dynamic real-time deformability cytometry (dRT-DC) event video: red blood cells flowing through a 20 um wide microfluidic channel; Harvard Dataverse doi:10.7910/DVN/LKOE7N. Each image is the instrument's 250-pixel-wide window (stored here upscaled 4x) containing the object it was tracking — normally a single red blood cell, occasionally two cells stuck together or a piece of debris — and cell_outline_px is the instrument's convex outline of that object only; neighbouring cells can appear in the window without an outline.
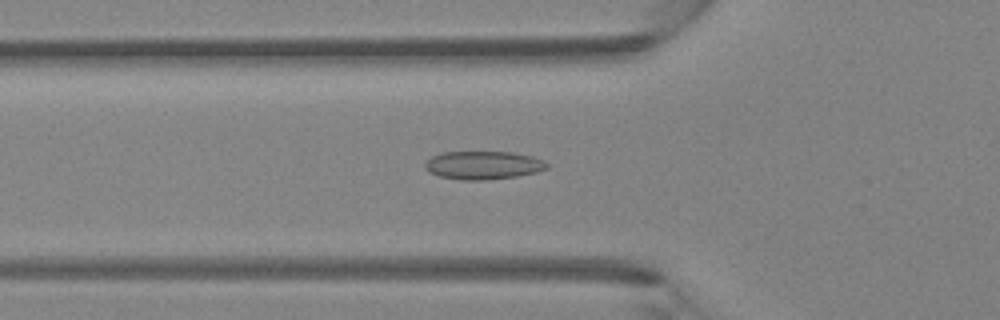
{"species": "Egyptian fruit bat (a non-hibernating species)", "species_latin": "Rousettus aegyptiacus", "temperature_condition": "room temperature", "stored_images_in_passage": 46, "camera_frame_rate_fps": 3000, "um_per_image_px": 0.085, "animal": {"sex": "female"}, "frame": {"image": 1, "passage_image": 16, "time_ms": 5.0, "image_size_px": [1000, 320], "cell_outline_px": [[548, 168], [536, 172], [516, 176], [488, 180], [460, 180], [440, 176], [424, 168], [424, 164], [432, 156], [440, 152], [512, 152], [532, 156], [544, 160], [548, 164]], "centroid_in_image_um": [41.08, 14.04], "position_along_channel_um": 84.7, "area_um2": 20.06}}
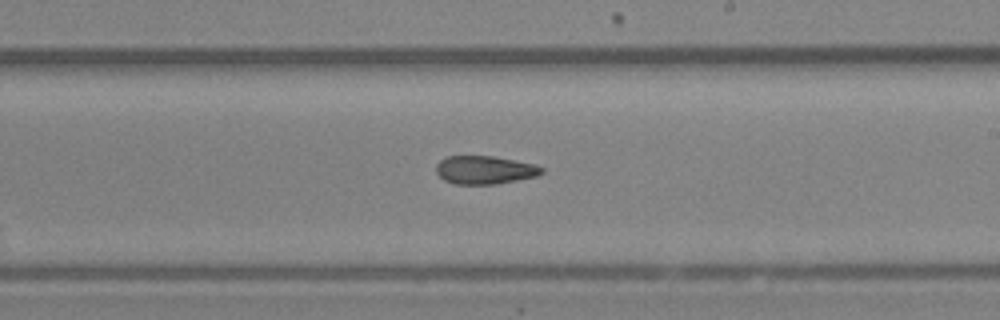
{"frame": {"image": 2, "passage_image": 27, "time_ms": 8.667, "image_size_px": [1000, 320], "cell_outline_px": [[544, 172], [536, 176], [496, 184], [456, 184], [444, 180], [436, 172], [436, 164], [440, 160], [448, 156], [492, 156], [536, 164], [544, 168]], "centroid_in_image_um": [41.21, 14.44], "position_along_channel_um": 247.8, "area_um2": 17.34}}
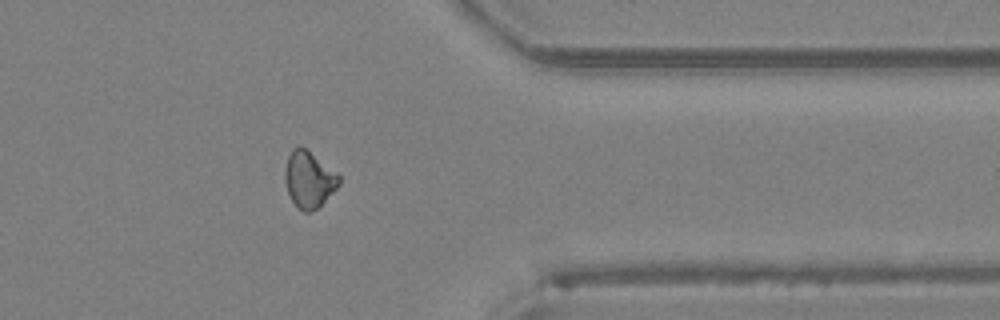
{"frame": {"image": 3, "passage_image": 37, "time_ms": 12.0, "image_size_px": [1000, 320], "cell_outline_px": [[340, 184], [316, 208], [308, 212], [304, 212], [296, 208], [288, 192], [284, 180], [284, 172], [288, 156], [292, 148], [304, 148], [336, 172], [340, 176]], "centroid_in_image_um": [26.23, 15.27], "position_along_channel_um": 385.2, "area_um2": 17.34}}